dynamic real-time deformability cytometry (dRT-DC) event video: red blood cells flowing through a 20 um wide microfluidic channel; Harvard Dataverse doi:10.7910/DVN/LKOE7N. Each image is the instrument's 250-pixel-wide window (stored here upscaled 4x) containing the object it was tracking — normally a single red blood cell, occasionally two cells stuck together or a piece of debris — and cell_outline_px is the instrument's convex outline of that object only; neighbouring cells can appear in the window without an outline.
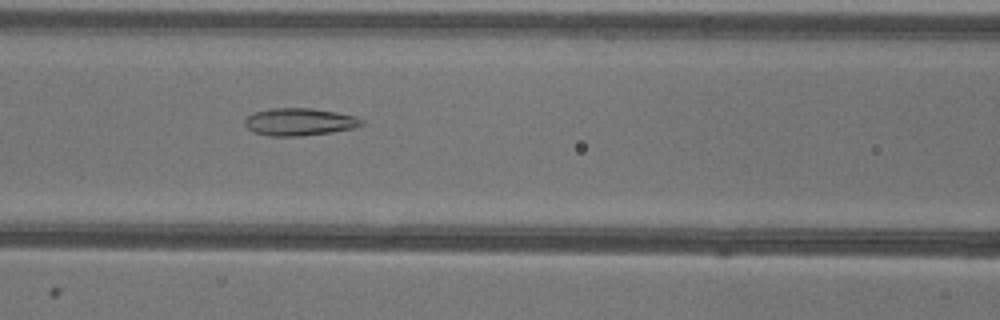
{"species": "common noctule bat (a hibernating species)", "species_latin": "Nyctalus noctula", "temperature_condition": "warm", "stored_images_in_passage": 52, "camera_frame_rate_fps": 3000, "um_per_image_px": 0.085, "animal": {"sex": "female"}, "frame": {"image": 1, "passage_image": 22, "time_ms": 7.0, "image_size_px": [1000, 320], "cell_outline_px": [[364, 124], [356, 128], [332, 132], [300, 136], [272, 136], [252, 132], [244, 124], [244, 120], [252, 112], [272, 108], [312, 108], [336, 112], [356, 116], [364, 120]], "centroid_in_image_um": [25.47, 10.35], "position_along_channel_um": 141.1, "area_um2": 18.9}}
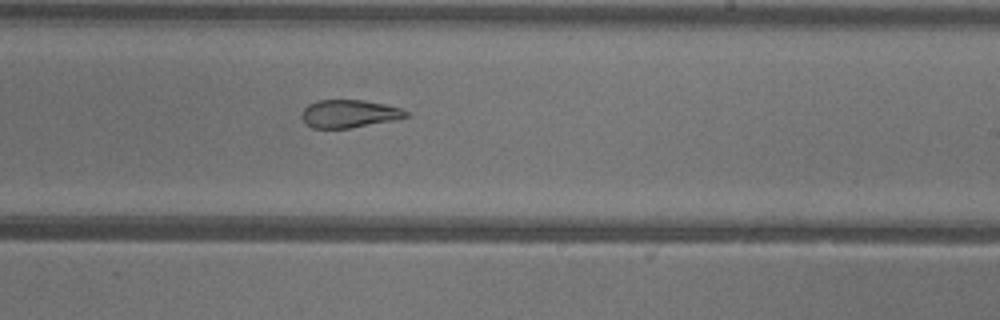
{"frame": {"image": 2, "passage_image": 31, "time_ms": 10.0, "image_size_px": [1000, 320], "cell_outline_px": [[412, 116], [392, 120], [348, 128], [312, 128], [304, 120], [304, 108], [308, 104], [316, 100], [364, 100], [384, 104], [400, 108], [408, 112]], "centroid_in_image_um": [29.71, 9.65], "position_along_channel_um": 259.3, "area_um2": 16.65}}
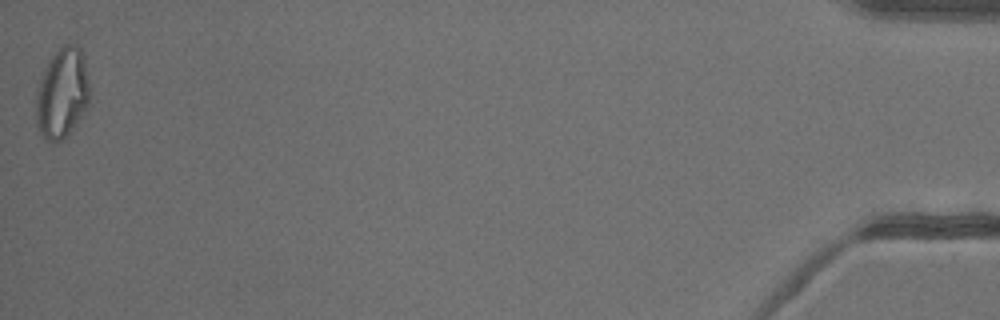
{"frame": {"image": 3, "passage_image": 52, "time_ms": 17.0, "image_size_px": [1000, 320], "cell_outline_px": [[88, 104], [80, 116], [68, 132], [60, 140], [52, 144], [44, 140], [40, 132], [36, 120], [36, 96], [40, 80], [44, 68], [56, 48], [64, 44], [76, 44], [80, 48], [84, 60], [88, 80]], "centroid_in_image_um": [5.25, 7.89], "position_along_channel_um": 430.0, "area_um2": 27.86}, "authors_computed_cell_mechanics": {"area_um2": 22.3108, "velocity_mm_per_s": 3.9585, "shape_relaxation_time_tau1_ms": null, "shape_relaxation_time_tau2_ms": 3.0384, "deformation_change_tau1": null, "deformation_change_tau2": 0.1158}}